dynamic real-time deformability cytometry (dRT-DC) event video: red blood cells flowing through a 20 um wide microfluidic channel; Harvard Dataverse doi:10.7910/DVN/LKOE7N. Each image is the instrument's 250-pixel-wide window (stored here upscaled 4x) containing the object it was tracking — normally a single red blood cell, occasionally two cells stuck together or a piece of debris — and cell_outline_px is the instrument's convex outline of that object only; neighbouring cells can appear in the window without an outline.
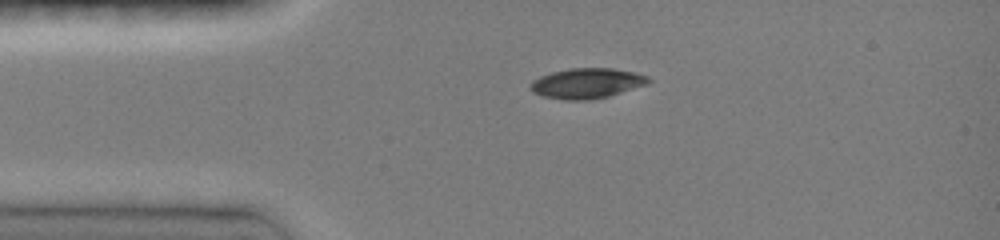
{"species": "common noctule bat (a hibernating species)", "species_latin": "Nyctalus noctula", "temperature_condition": "room temperature", "stored_images_in_passage": 38, "camera_frame_rate_fps": 3000, "um_per_image_px": 0.085, "animal": {"sex": "female", "body_mass_g": 19.0, "forearm_length_mm": 51.5}, "frame": {"image": 1, "passage_image": 1, "time_ms": 0.0, "image_size_px": [1000, 240], "cell_outline_px": [[652, 80], [648, 84], [608, 96], [588, 100], [564, 100], [544, 96], [532, 92], [532, 80], [540, 76], [552, 72], [568, 68], [612, 68], [636, 72], [648, 76]], "centroid_in_image_um": [49.91, 7.07], "position_along_channel_um": 35.1, "area_um2": 20.75}}
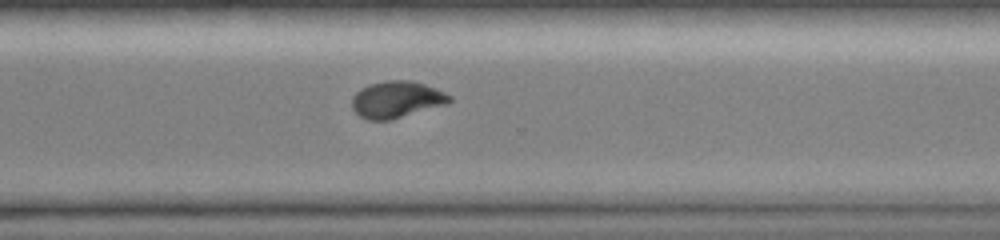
{"frame": {"image": 2, "passage_image": 25, "time_ms": 8.0, "image_size_px": [1000, 240], "cell_outline_px": [[452, 100], [448, 104], [392, 120], [368, 120], [360, 116], [352, 108], [352, 96], [360, 88], [372, 84], [388, 80], [412, 80], [436, 88], [452, 96]], "centroid_in_image_um": [33.73, 8.46], "position_along_channel_um": 336.9, "area_um2": 21.04}}
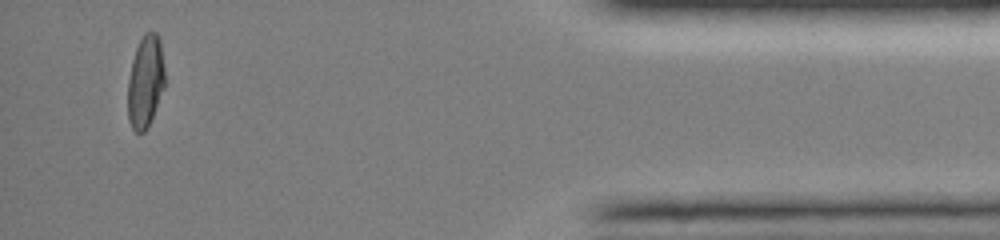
{"frame": {"image": 3, "passage_image": 35, "time_ms": 11.333, "image_size_px": [1000, 240], "cell_outline_px": [[164, 88], [148, 128], [144, 132], [136, 132], [132, 128], [128, 120], [128, 80], [132, 60], [136, 48], [144, 32], [156, 32], [160, 36], [164, 68]], "centroid_in_image_um": [12.36, 6.93], "position_along_channel_um": 422.8, "area_um2": 20.06}, "authors_computed_cell_mechanics": {"area_um2": 21.1259, "velocity_mm_per_s": 4.1, "shape_relaxation_time_tau1_ms": 5.7991, "shape_relaxation_time_tau2_ms": 2.0183, "deformation_change_tau1": 0.2123, "deformation_change_tau2": 0.037}}